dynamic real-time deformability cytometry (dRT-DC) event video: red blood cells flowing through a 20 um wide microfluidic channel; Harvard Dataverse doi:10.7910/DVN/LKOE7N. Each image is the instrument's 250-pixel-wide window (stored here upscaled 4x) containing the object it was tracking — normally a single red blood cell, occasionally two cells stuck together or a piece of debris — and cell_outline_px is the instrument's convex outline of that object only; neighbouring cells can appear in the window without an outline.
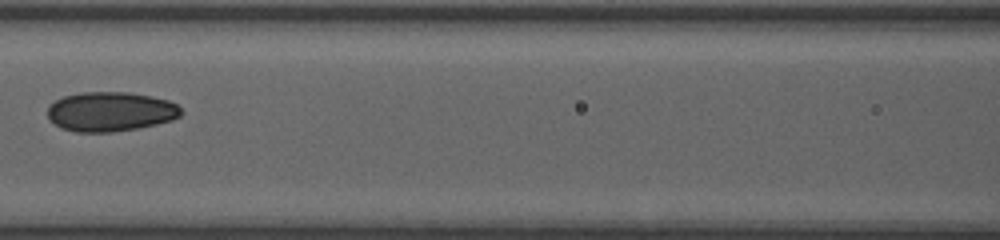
{"species": "human", "species_latin": "Homo sapiens", "temperature_condition": "room temperature", "stored_images_in_passage": 26, "segment_of_instrument_passage": [2, 2], "camera_frame_rate_fps": 3000, "um_per_image_px": 0.085, "donor": {"sex": "female"}, "frame": {"image": 1, "passage_image": 8, "time_ms": 5.333, "image_size_px": [1000, 240], "cell_outline_px": [[184, 112], [180, 116], [172, 120], [156, 124], [136, 128], [112, 132], [76, 132], [60, 128], [48, 120], [48, 104], [64, 96], [80, 92], [128, 92], [168, 100], [176, 104]], "centroid_in_image_um": [9.35, 9.49], "position_along_channel_um": 157.2, "area_um2": 30.87}}
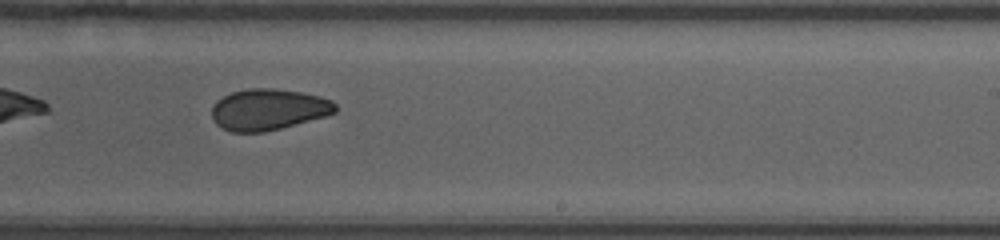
{"frame": {"image": 2, "passage_image": 14, "time_ms": 8.0, "image_size_px": [1000, 240], "cell_outline_px": [[336, 112], [328, 116], [264, 132], [232, 132], [216, 124], [212, 120], [212, 104], [216, 100], [232, 92], [252, 88], [272, 88], [300, 92], [320, 96], [332, 100], [336, 104]], "centroid_in_image_um": [22.82, 9.31], "position_along_channel_um": 266.2, "area_um2": 29.77}}
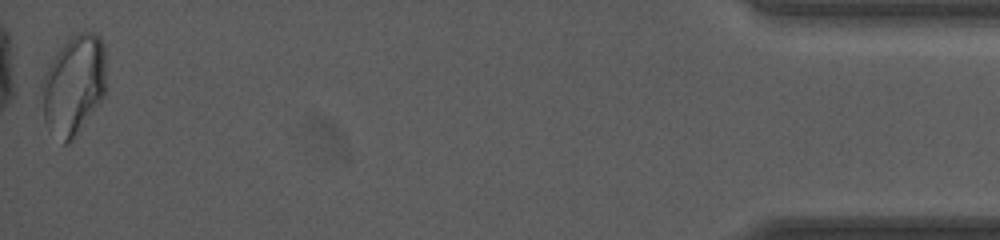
{"frame": {"image": 3, "passage_image": 26, "time_ms": 14.0, "image_size_px": [1000, 240], "cell_outline_px": [[104, 96], [72, 140], [68, 144], [64, 144], [44, 124], [40, 92], [40, 84], [44, 72], [48, 64], [60, 48], [72, 36], [80, 32], [96, 32], [100, 36], [104, 44]], "centroid_in_image_um": [6.22, 7.22], "position_along_channel_um": 429.0, "area_um2": 37.51}}